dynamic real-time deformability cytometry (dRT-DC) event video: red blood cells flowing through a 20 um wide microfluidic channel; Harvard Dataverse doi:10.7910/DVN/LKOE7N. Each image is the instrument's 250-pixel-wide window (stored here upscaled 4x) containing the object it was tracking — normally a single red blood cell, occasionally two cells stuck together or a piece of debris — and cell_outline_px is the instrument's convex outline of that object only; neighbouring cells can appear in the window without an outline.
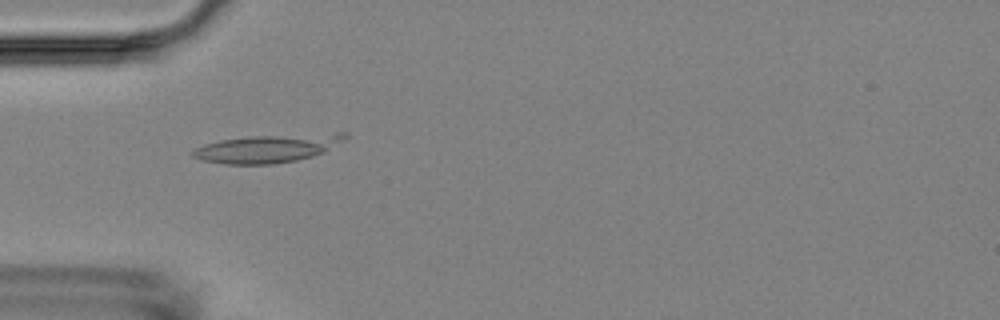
{"species": "Egyptian fruit bat (a non-hibernating species)", "species_latin": "Rousettus aegyptiacus", "temperature_condition": "room temperature", "stored_images_in_passage": 2, "camera_frame_rate_fps": 3000, "um_per_image_px": 0.085, "animal": {"sex": "female"}, "frame": {"image": 1, "passage_image": 1, "time_ms": 0.0, "image_size_px": [1000, 320], "cell_outline_px": [[348, 136], [344, 140], [324, 152], [312, 156], [296, 160], [276, 164], [224, 164], [204, 160], [192, 156], [192, 152], [196, 148], [204, 144], [220, 140], [252, 136], [336, 132], [348, 132]], "centroid_in_image_um": [22.81, 12.6], "position_along_channel_um": 62.2, "area_um2": 24.97}}